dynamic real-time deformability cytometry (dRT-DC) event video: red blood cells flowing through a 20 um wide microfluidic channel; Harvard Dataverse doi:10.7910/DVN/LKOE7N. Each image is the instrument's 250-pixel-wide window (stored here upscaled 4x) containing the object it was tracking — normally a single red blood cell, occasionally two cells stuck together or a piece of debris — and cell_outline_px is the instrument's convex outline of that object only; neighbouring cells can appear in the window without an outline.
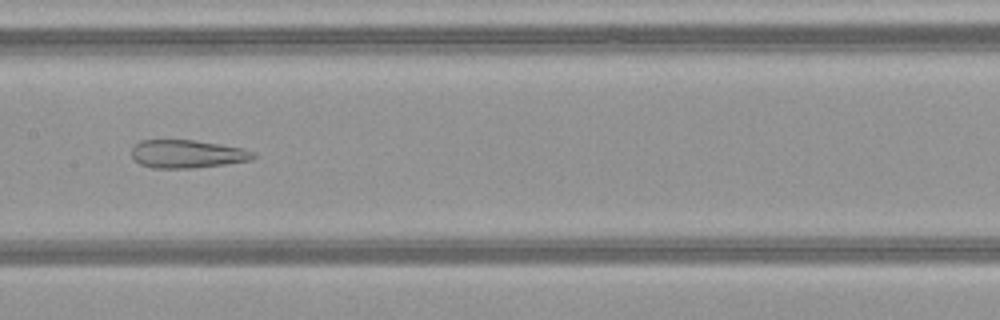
{"species": "common noctule bat (a hibernating species)", "species_latin": "Nyctalus noctula", "temperature_condition": "warm", "stored_images_in_passage": 36, "camera_frame_rate_fps": 3000, "um_per_image_px": 0.085, "animal": {"sex": "female", "body_mass_g": 21.9}, "frame": {"image": 1, "passage_image": 11, "time_ms": 3.333, "image_size_px": [1000, 320], "cell_outline_px": [[256, 156], [252, 160], [224, 164], [192, 168], [152, 168], [140, 164], [132, 156], [132, 148], [140, 140], [192, 140], [220, 144], [244, 148], [256, 152]], "centroid_in_image_um": [15.94, 13.08], "position_along_channel_um": 191.5, "area_um2": 19.94}}
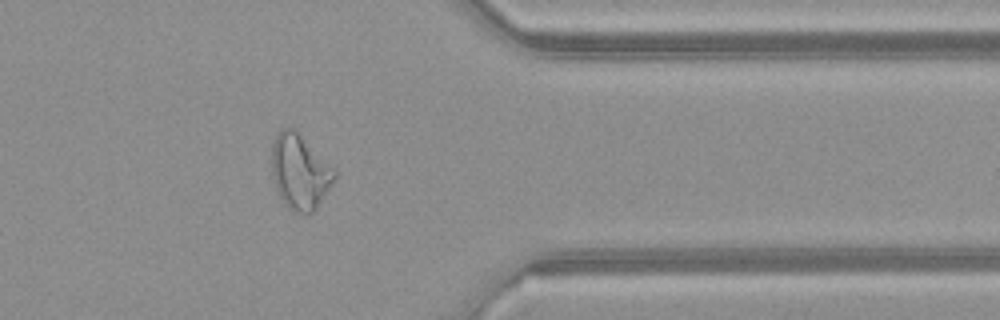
{"frame": {"image": 2, "passage_image": 26, "time_ms": 8.333, "image_size_px": [1000, 320], "cell_outline_px": [[336, 180], [316, 208], [308, 216], [292, 212], [284, 204], [276, 188], [272, 172], [272, 144], [280, 128], [296, 128], [336, 172]], "centroid_in_image_um": [25.49, 14.62], "position_along_channel_um": 385.9, "area_um2": 27.57}}
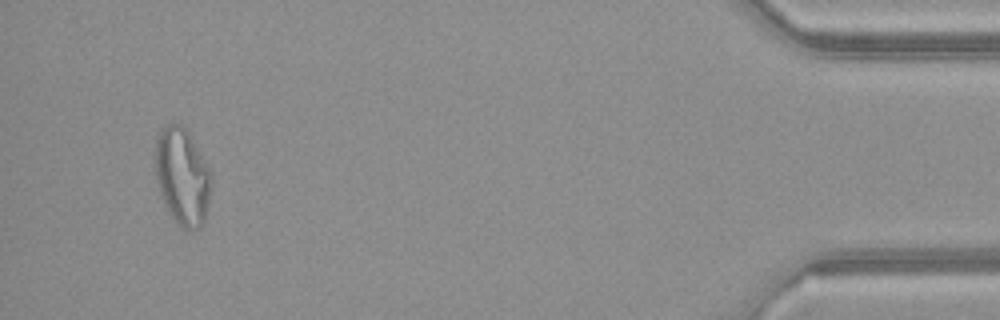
{"frame": {"image": 3, "passage_image": 33, "time_ms": 10.667, "image_size_px": [1000, 320], "cell_outline_px": [[212, 184], [204, 224], [200, 228], [192, 232], [176, 224], [168, 212], [160, 192], [156, 180], [156, 136], [168, 124], [180, 124], [188, 132], [212, 172]], "centroid_in_image_um": [15.53, 15.06], "position_along_channel_um": 419.7, "area_um2": 31.85}}